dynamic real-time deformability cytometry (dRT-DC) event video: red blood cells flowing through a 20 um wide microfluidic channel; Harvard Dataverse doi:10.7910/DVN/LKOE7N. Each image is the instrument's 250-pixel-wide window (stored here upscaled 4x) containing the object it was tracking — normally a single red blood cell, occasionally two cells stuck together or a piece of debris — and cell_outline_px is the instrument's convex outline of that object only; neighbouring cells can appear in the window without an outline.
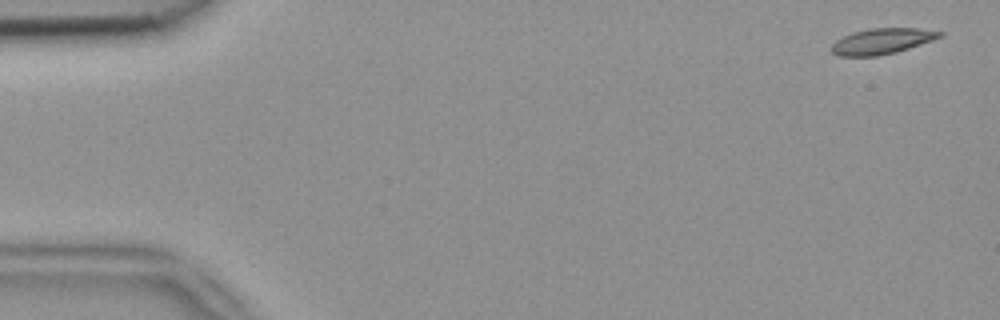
{"species": "common noctule bat (a hibernating species)", "species_latin": "Nyctalus noctula", "temperature_condition": "room temperature", "stored_images_in_passage": 5, "camera_frame_rate_fps": 3000, "um_per_image_px": 0.085, "animal": {"sex": "female", "body_mass_g": 18.4}, "frame": {"image": 1, "passage_image": 1, "time_ms": 0.0, "image_size_px": [1000, 320], "cell_outline_px": [[944, 36], [896, 52], [876, 56], [840, 56], [832, 52], [832, 44], [836, 40], [852, 32], [868, 28], [916, 28], [944, 32]], "centroid_in_image_um": [74.97, 3.49], "position_along_channel_um": 10.0, "area_um2": 16.13}}